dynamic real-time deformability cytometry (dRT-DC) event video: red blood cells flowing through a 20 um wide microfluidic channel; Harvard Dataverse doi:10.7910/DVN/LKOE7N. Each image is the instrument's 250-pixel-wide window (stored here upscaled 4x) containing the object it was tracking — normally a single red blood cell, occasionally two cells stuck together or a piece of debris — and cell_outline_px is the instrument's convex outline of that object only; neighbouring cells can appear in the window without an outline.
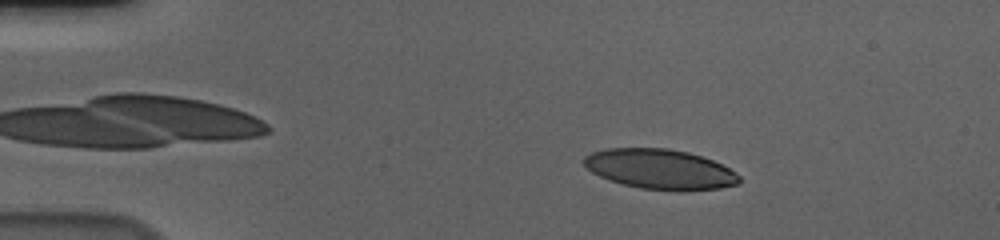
{"species": "human", "species_latin": "Homo sapiens", "temperature_condition": "cold", "stored_images_in_passage": 50, "camera_frame_rate_fps": 3000, "um_per_image_px": 0.085, "donor": {"sex": "male"}, "frame": {"image": 1, "passage_image": 3, "time_ms": 0.667, "image_size_px": [1000, 240], "cell_outline_px": [[740, 184], [720, 188], [676, 192], [640, 188], [624, 184], [600, 176], [592, 172], [584, 164], [584, 156], [592, 152], [604, 148], [668, 148], [688, 152], [712, 160], [736, 172], [740, 176]], "centroid_in_image_um": [56.13, 14.39], "position_along_channel_um": 28.9, "area_um2": 36.3}}
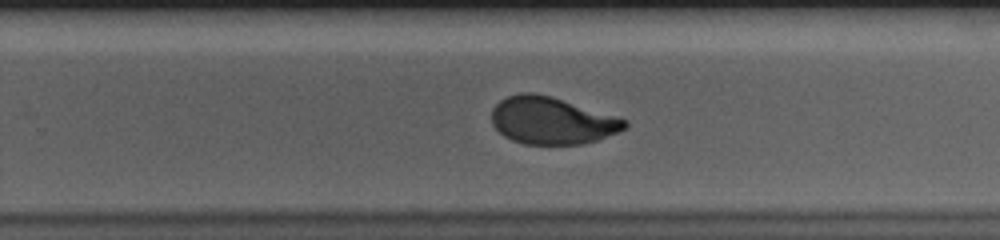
{"frame": {"image": 2, "passage_image": 30, "time_ms": 9.667, "image_size_px": [1000, 240], "cell_outline_px": [[628, 124], [624, 128], [616, 132], [596, 140], [580, 144], [524, 144], [512, 140], [504, 136], [492, 124], [492, 108], [500, 100], [508, 96], [520, 92], [532, 92], [552, 96], [628, 120]], "centroid_in_image_um": [46.87, 10.24], "position_along_channel_um": 282.9, "area_um2": 36.36}}
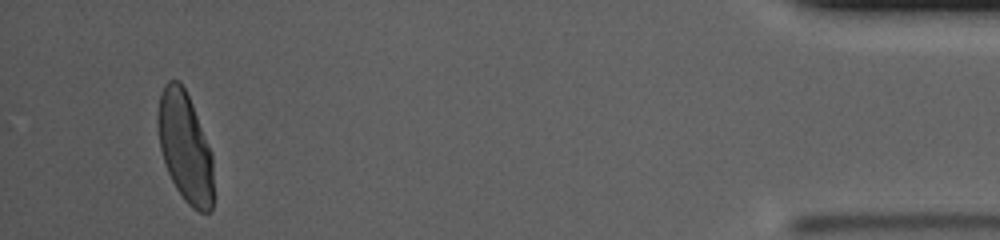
{"frame": {"image": 3, "passage_image": 47, "time_ms": 15.333, "image_size_px": [1000, 240], "cell_outline_px": [[212, 212], [200, 212], [192, 208], [184, 200], [176, 188], [168, 172], [160, 148], [156, 120], [156, 116], [160, 92], [164, 84], [168, 80], [176, 80], [184, 88], [192, 104], [208, 144], [212, 156]], "centroid_in_image_um": [15.7, 12.5], "position_along_channel_um": 419.5, "area_um2": 35.43}, "authors_computed_cell_mechanics": {"area_um2": 37.57, "velocity_mm_per_s": 3.6312, "shape_relaxation_time_tau1_ms": 5.1691, "shape_relaxation_time_tau2_ms": 0.7163, "deformation_change_tau1": 0.2066, "deformation_change_tau2": 0.0589}}